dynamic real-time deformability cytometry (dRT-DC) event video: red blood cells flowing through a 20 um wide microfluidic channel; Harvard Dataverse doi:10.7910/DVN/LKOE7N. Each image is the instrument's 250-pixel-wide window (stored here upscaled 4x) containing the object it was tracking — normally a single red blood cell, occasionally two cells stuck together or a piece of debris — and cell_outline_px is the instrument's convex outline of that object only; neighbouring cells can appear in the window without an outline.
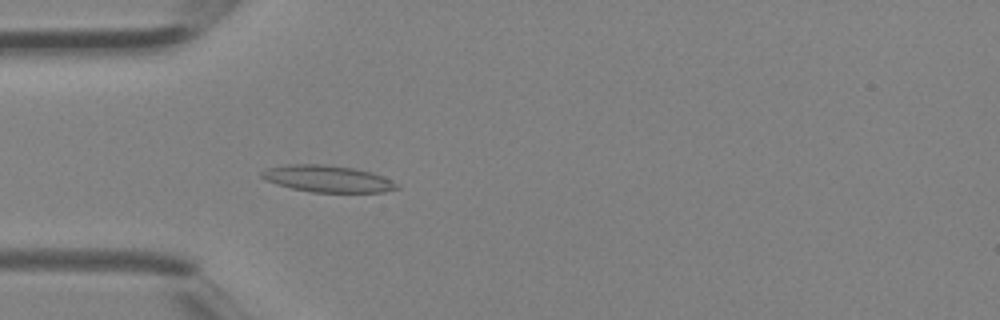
{"species": "Egyptian fruit bat (a non-hibernating species)", "species_latin": "Rousettus aegyptiacus", "temperature_condition": "room temperature", "stored_images_in_passage": 2, "camera_frame_rate_fps": 3000, "um_per_image_px": 0.085, "animal": {"sex": "female"}, "frame": {"image": 1, "passage_image": 2, "time_ms": 0.333, "image_size_px": [1000, 320], "cell_outline_px": [[400, 188], [384, 192], [312, 192], [292, 188], [276, 184], [260, 176], [260, 172], [268, 168], [296, 164], [324, 164], [352, 168], [372, 172], [392, 180]], "centroid_in_image_um": [27.87, 15.2], "position_along_channel_um": 57.1, "area_um2": 20.81}}